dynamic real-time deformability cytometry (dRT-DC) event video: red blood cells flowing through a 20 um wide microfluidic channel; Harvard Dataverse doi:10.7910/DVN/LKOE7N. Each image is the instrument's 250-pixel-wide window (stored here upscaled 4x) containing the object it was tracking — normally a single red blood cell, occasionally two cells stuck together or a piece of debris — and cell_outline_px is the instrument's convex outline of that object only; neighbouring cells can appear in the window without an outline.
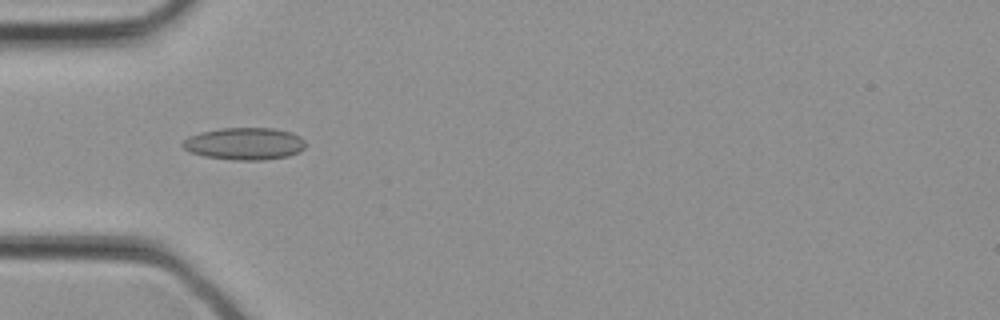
{"species": "common noctule bat (a hibernating species)", "species_latin": "Nyctalus noctula", "temperature_condition": "cold", "stored_images_in_passage": 32, "camera_frame_rate_fps": 3000, "um_per_image_px": 0.085, "animal": {"sex": "female", "body_mass_g": 21.9}, "frame": {"image": 1, "passage_image": 10, "time_ms": 3.0, "image_size_px": [1000, 320], "cell_outline_px": [[304, 148], [300, 152], [288, 156], [264, 160], [232, 160], [204, 156], [188, 152], [180, 144], [188, 136], [200, 132], [220, 128], [272, 128], [292, 132], [300, 136], [304, 140]], "centroid_in_image_um": [20.77, 12.21], "position_along_channel_um": 64.2, "area_um2": 23.29}}
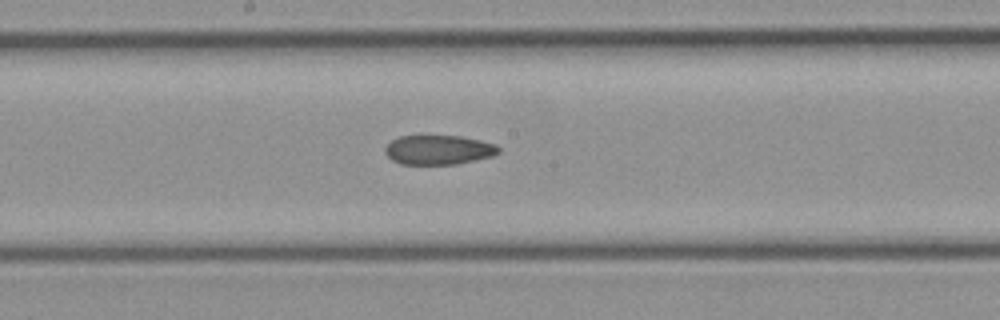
{"frame": {"image": 2, "passage_image": 17, "time_ms": 5.333, "image_size_px": [1000, 320], "cell_outline_px": [[500, 152], [492, 156], [456, 164], [400, 164], [392, 160], [384, 152], [384, 148], [392, 140], [400, 136], [420, 132], [460, 136], [480, 140], [496, 144], [500, 148]], "centroid_in_image_um": [37.23, 12.68], "position_along_channel_um": 211.0, "area_um2": 20.29}}
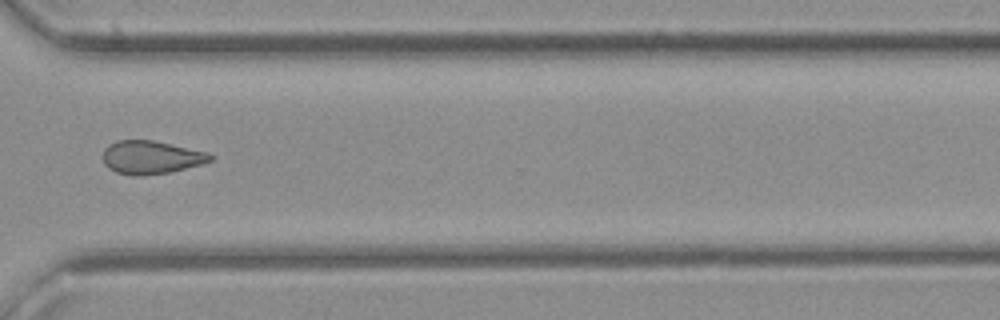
{"frame": {"image": 3, "passage_image": 24, "time_ms": 7.667, "image_size_px": [1000, 320], "cell_outline_px": [[212, 160], [200, 164], [168, 172], [140, 176], [132, 176], [116, 172], [108, 168], [104, 164], [104, 148], [108, 144], [116, 140], [152, 140], [208, 152], [212, 156]], "centroid_in_image_um": [12.79, 13.37], "position_along_channel_um": 357.8, "area_um2": 20.63}}